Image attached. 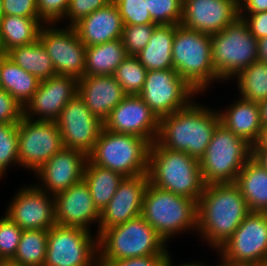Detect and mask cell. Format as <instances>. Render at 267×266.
I'll return each instance as SVG.
<instances>
[{
	"label": "cell",
	"mask_w": 267,
	"mask_h": 266,
	"mask_svg": "<svg viewBox=\"0 0 267 266\" xmlns=\"http://www.w3.org/2000/svg\"><path fill=\"white\" fill-rule=\"evenodd\" d=\"M234 183L208 184L197 202V234L218 250L250 213Z\"/></svg>",
	"instance_id": "obj_1"
},
{
	"label": "cell",
	"mask_w": 267,
	"mask_h": 266,
	"mask_svg": "<svg viewBox=\"0 0 267 266\" xmlns=\"http://www.w3.org/2000/svg\"><path fill=\"white\" fill-rule=\"evenodd\" d=\"M205 107L192 101L185 108L159 118L156 141L167 149L200 160L220 124L218 110Z\"/></svg>",
	"instance_id": "obj_2"
},
{
	"label": "cell",
	"mask_w": 267,
	"mask_h": 266,
	"mask_svg": "<svg viewBox=\"0 0 267 266\" xmlns=\"http://www.w3.org/2000/svg\"><path fill=\"white\" fill-rule=\"evenodd\" d=\"M147 174L151 185L197 202L205 188L198 159L157 141L150 145Z\"/></svg>",
	"instance_id": "obj_3"
},
{
	"label": "cell",
	"mask_w": 267,
	"mask_h": 266,
	"mask_svg": "<svg viewBox=\"0 0 267 266\" xmlns=\"http://www.w3.org/2000/svg\"><path fill=\"white\" fill-rule=\"evenodd\" d=\"M99 260L168 255L167 243L142 216L105 229L98 236Z\"/></svg>",
	"instance_id": "obj_4"
},
{
	"label": "cell",
	"mask_w": 267,
	"mask_h": 266,
	"mask_svg": "<svg viewBox=\"0 0 267 266\" xmlns=\"http://www.w3.org/2000/svg\"><path fill=\"white\" fill-rule=\"evenodd\" d=\"M173 69L198 93L220 81L212 64L211 35L176 25L172 48Z\"/></svg>",
	"instance_id": "obj_5"
},
{
	"label": "cell",
	"mask_w": 267,
	"mask_h": 266,
	"mask_svg": "<svg viewBox=\"0 0 267 266\" xmlns=\"http://www.w3.org/2000/svg\"><path fill=\"white\" fill-rule=\"evenodd\" d=\"M150 143L140 136L120 134L102 129L88 160L102 168L114 170L124 177L148 173Z\"/></svg>",
	"instance_id": "obj_6"
},
{
	"label": "cell",
	"mask_w": 267,
	"mask_h": 266,
	"mask_svg": "<svg viewBox=\"0 0 267 266\" xmlns=\"http://www.w3.org/2000/svg\"><path fill=\"white\" fill-rule=\"evenodd\" d=\"M141 216L166 241L174 234L197 231V201L159 189L149 183Z\"/></svg>",
	"instance_id": "obj_7"
},
{
	"label": "cell",
	"mask_w": 267,
	"mask_h": 266,
	"mask_svg": "<svg viewBox=\"0 0 267 266\" xmlns=\"http://www.w3.org/2000/svg\"><path fill=\"white\" fill-rule=\"evenodd\" d=\"M251 154L252 146L220 123L199 160L205 185L235 183Z\"/></svg>",
	"instance_id": "obj_8"
},
{
	"label": "cell",
	"mask_w": 267,
	"mask_h": 266,
	"mask_svg": "<svg viewBox=\"0 0 267 266\" xmlns=\"http://www.w3.org/2000/svg\"><path fill=\"white\" fill-rule=\"evenodd\" d=\"M212 64L221 81L232 79L241 69L258 61V40L238 17L211 35Z\"/></svg>",
	"instance_id": "obj_9"
},
{
	"label": "cell",
	"mask_w": 267,
	"mask_h": 266,
	"mask_svg": "<svg viewBox=\"0 0 267 266\" xmlns=\"http://www.w3.org/2000/svg\"><path fill=\"white\" fill-rule=\"evenodd\" d=\"M90 232L55 224L48 230L44 266H99L98 236Z\"/></svg>",
	"instance_id": "obj_10"
},
{
	"label": "cell",
	"mask_w": 267,
	"mask_h": 266,
	"mask_svg": "<svg viewBox=\"0 0 267 266\" xmlns=\"http://www.w3.org/2000/svg\"><path fill=\"white\" fill-rule=\"evenodd\" d=\"M198 95L175 69L147 71L142 91L138 94L158 118L171 115L188 106Z\"/></svg>",
	"instance_id": "obj_11"
},
{
	"label": "cell",
	"mask_w": 267,
	"mask_h": 266,
	"mask_svg": "<svg viewBox=\"0 0 267 266\" xmlns=\"http://www.w3.org/2000/svg\"><path fill=\"white\" fill-rule=\"evenodd\" d=\"M19 165L35 172L64 145L56 121L22 116L18 123Z\"/></svg>",
	"instance_id": "obj_12"
},
{
	"label": "cell",
	"mask_w": 267,
	"mask_h": 266,
	"mask_svg": "<svg viewBox=\"0 0 267 266\" xmlns=\"http://www.w3.org/2000/svg\"><path fill=\"white\" fill-rule=\"evenodd\" d=\"M218 251L232 263L252 266L267 261V212H250Z\"/></svg>",
	"instance_id": "obj_13"
},
{
	"label": "cell",
	"mask_w": 267,
	"mask_h": 266,
	"mask_svg": "<svg viewBox=\"0 0 267 266\" xmlns=\"http://www.w3.org/2000/svg\"><path fill=\"white\" fill-rule=\"evenodd\" d=\"M38 39L51 58L57 75L77 80L85 76L86 46L74 27L63 29L55 27V24H43Z\"/></svg>",
	"instance_id": "obj_14"
},
{
	"label": "cell",
	"mask_w": 267,
	"mask_h": 266,
	"mask_svg": "<svg viewBox=\"0 0 267 266\" xmlns=\"http://www.w3.org/2000/svg\"><path fill=\"white\" fill-rule=\"evenodd\" d=\"M64 147L89 154L104 128L103 121L91 113L77 94L61 111L56 120Z\"/></svg>",
	"instance_id": "obj_15"
},
{
	"label": "cell",
	"mask_w": 267,
	"mask_h": 266,
	"mask_svg": "<svg viewBox=\"0 0 267 266\" xmlns=\"http://www.w3.org/2000/svg\"><path fill=\"white\" fill-rule=\"evenodd\" d=\"M33 185L21 187L4 215L22 230H49L56 224L54 196Z\"/></svg>",
	"instance_id": "obj_16"
},
{
	"label": "cell",
	"mask_w": 267,
	"mask_h": 266,
	"mask_svg": "<svg viewBox=\"0 0 267 266\" xmlns=\"http://www.w3.org/2000/svg\"><path fill=\"white\" fill-rule=\"evenodd\" d=\"M103 123L106 130L140 136L150 144L159 130V118L138 94L126 95Z\"/></svg>",
	"instance_id": "obj_17"
},
{
	"label": "cell",
	"mask_w": 267,
	"mask_h": 266,
	"mask_svg": "<svg viewBox=\"0 0 267 266\" xmlns=\"http://www.w3.org/2000/svg\"><path fill=\"white\" fill-rule=\"evenodd\" d=\"M77 94L78 80L74 77L55 75L42 80L23 107V116L33 120L56 121L63 108Z\"/></svg>",
	"instance_id": "obj_18"
},
{
	"label": "cell",
	"mask_w": 267,
	"mask_h": 266,
	"mask_svg": "<svg viewBox=\"0 0 267 266\" xmlns=\"http://www.w3.org/2000/svg\"><path fill=\"white\" fill-rule=\"evenodd\" d=\"M87 161L83 151L63 147L35 172L42 181L36 185L55 196L83 180Z\"/></svg>",
	"instance_id": "obj_19"
},
{
	"label": "cell",
	"mask_w": 267,
	"mask_h": 266,
	"mask_svg": "<svg viewBox=\"0 0 267 266\" xmlns=\"http://www.w3.org/2000/svg\"><path fill=\"white\" fill-rule=\"evenodd\" d=\"M239 17L237 0H183L180 25L212 35Z\"/></svg>",
	"instance_id": "obj_20"
},
{
	"label": "cell",
	"mask_w": 267,
	"mask_h": 266,
	"mask_svg": "<svg viewBox=\"0 0 267 266\" xmlns=\"http://www.w3.org/2000/svg\"><path fill=\"white\" fill-rule=\"evenodd\" d=\"M148 185V174L125 177L110 202L100 212L96 236L105 229L141 216L144 194Z\"/></svg>",
	"instance_id": "obj_21"
},
{
	"label": "cell",
	"mask_w": 267,
	"mask_h": 266,
	"mask_svg": "<svg viewBox=\"0 0 267 266\" xmlns=\"http://www.w3.org/2000/svg\"><path fill=\"white\" fill-rule=\"evenodd\" d=\"M55 199V222L63 227H77L90 231V224L99 226L100 211L95 206L84 180L58 193Z\"/></svg>",
	"instance_id": "obj_22"
},
{
	"label": "cell",
	"mask_w": 267,
	"mask_h": 266,
	"mask_svg": "<svg viewBox=\"0 0 267 266\" xmlns=\"http://www.w3.org/2000/svg\"><path fill=\"white\" fill-rule=\"evenodd\" d=\"M78 95L92 114L103 122L127 95L113 76H84L78 80Z\"/></svg>",
	"instance_id": "obj_23"
},
{
	"label": "cell",
	"mask_w": 267,
	"mask_h": 266,
	"mask_svg": "<svg viewBox=\"0 0 267 266\" xmlns=\"http://www.w3.org/2000/svg\"><path fill=\"white\" fill-rule=\"evenodd\" d=\"M73 27L81 42L88 47L121 39L124 24L118 7L112 1L86 16Z\"/></svg>",
	"instance_id": "obj_24"
},
{
	"label": "cell",
	"mask_w": 267,
	"mask_h": 266,
	"mask_svg": "<svg viewBox=\"0 0 267 266\" xmlns=\"http://www.w3.org/2000/svg\"><path fill=\"white\" fill-rule=\"evenodd\" d=\"M220 123L236 136L253 146L260 136L263 126L259 104L239 97L229 109L218 110Z\"/></svg>",
	"instance_id": "obj_25"
},
{
	"label": "cell",
	"mask_w": 267,
	"mask_h": 266,
	"mask_svg": "<svg viewBox=\"0 0 267 266\" xmlns=\"http://www.w3.org/2000/svg\"><path fill=\"white\" fill-rule=\"evenodd\" d=\"M251 212H267V169L250 158L234 183Z\"/></svg>",
	"instance_id": "obj_26"
},
{
	"label": "cell",
	"mask_w": 267,
	"mask_h": 266,
	"mask_svg": "<svg viewBox=\"0 0 267 266\" xmlns=\"http://www.w3.org/2000/svg\"><path fill=\"white\" fill-rule=\"evenodd\" d=\"M176 25H158L147 46L136 57L148 70L173 69L172 48Z\"/></svg>",
	"instance_id": "obj_27"
},
{
	"label": "cell",
	"mask_w": 267,
	"mask_h": 266,
	"mask_svg": "<svg viewBox=\"0 0 267 266\" xmlns=\"http://www.w3.org/2000/svg\"><path fill=\"white\" fill-rule=\"evenodd\" d=\"M121 39L86 47L85 76H112L127 57Z\"/></svg>",
	"instance_id": "obj_28"
},
{
	"label": "cell",
	"mask_w": 267,
	"mask_h": 266,
	"mask_svg": "<svg viewBox=\"0 0 267 266\" xmlns=\"http://www.w3.org/2000/svg\"><path fill=\"white\" fill-rule=\"evenodd\" d=\"M6 56L39 81L57 75L53 62L39 39L31 44L9 50Z\"/></svg>",
	"instance_id": "obj_29"
},
{
	"label": "cell",
	"mask_w": 267,
	"mask_h": 266,
	"mask_svg": "<svg viewBox=\"0 0 267 266\" xmlns=\"http://www.w3.org/2000/svg\"><path fill=\"white\" fill-rule=\"evenodd\" d=\"M0 73L1 89L8 92L21 107H24L37 91L40 81L7 56L2 60Z\"/></svg>",
	"instance_id": "obj_30"
},
{
	"label": "cell",
	"mask_w": 267,
	"mask_h": 266,
	"mask_svg": "<svg viewBox=\"0 0 267 266\" xmlns=\"http://www.w3.org/2000/svg\"><path fill=\"white\" fill-rule=\"evenodd\" d=\"M124 178L114 170L87 161L83 180L88 185L93 202L100 212L110 202Z\"/></svg>",
	"instance_id": "obj_31"
},
{
	"label": "cell",
	"mask_w": 267,
	"mask_h": 266,
	"mask_svg": "<svg viewBox=\"0 0 267 266\" xmlns=\"http://www.w3.org/2000/svg\"><path fill=\"white\" fill-rule=\"evenodd\" d=\"M41 19L22 16H3L0 21V34L6 53L18 46L31 44L38 40L42 25Z\"/></svg>",
	"instance_id": "obj_32"
},
{
	"label": "cell",
	"mask_w": 267,
	"mask_h": 266,
	"mask_svg": "<svg viewBox=\"0 0 267 266\" xmlns=\"http://www.w3.org/2000/svg\"><path fill=\"white\" fill-rule=\"evenodd\" d=\"M236 77L240 97L256 103L267 99V63L253 62L241 69L233 79Z\"/></svg>",
	"instance_id": "obj_33"
},
{
	"label": "cell",
	"mask_w": 267,
	"mask_h": 266,
	"mask_svg": "<svg viewBox=\"0 0 267 266\" xmlns=\"http://www.w3.org/2000/svg\"><path fill=\"white\" fill-rule=\"evenodd\" d=\"M48 230H23L11 261L23 266H44Z\"/></svg>",
	"instance_id": "obj_34"
},
{
	"label": "cell",
	"mask_w": 267,
	"mask_h": 266,
	"mask_svg": "<svg viewBox=\"0 0 267 266\" xmlns=\"http://www.w3.org/2000/svg\"><path fill=\"white\" fill-rule=\"evenodd\" d=\"M147 71L136 56H127L112 76L127 95H136L143 89Z\"/></svg>",
	"instance_id": "obj_35"
},
{
	"label": "cell",
	"mask_w": 267,
	"mask_h": 266,
	"mask_svg": "<svg viewBox=\"0 0 267 266\" xmlns=\"http://www.w3.org/2000/svg\"><path fill=\"white\" fill-rule=\"evenodd\" d=\"M18 147V124L0 123V178L7 172L8 166H19Z\"/></svg>",
	"instance_id": "obj_36"
},
{
	"label": "cell",
	"mask_w": 267,
	"mask_h": 266,
	"mask_svg": "<svg viewBox=\"0 0 267 266\" xmlns=\"http://www.w3.org/2000/svg\"><path fill=\"white\" fill-rule=\"evenodd\" d=\"M152 21L158 25H180L183 0H146Z\"/></svg>",
	"instance_id": "obj_37"
},
{
	"label": "cell",
	"mask_w": 267,
	"mask_h": 266,
	"mask_svg": "<svg viewBox=\"0 0 267 266\" xmlns=\"http://www.w3.org/2000/svg\"><path fill=\"white\" fill-rule=\"evenodd\" d=\"M158 24L124 25L121 40L128 56H136L148 44Z\"/></svg>",
	"instance_id": "obj_38"
},
{
	"label": "cell",
	"mask_w": 267,
	"mask_h": 266,
	"mask_svg": "<svg viewBox=\"0 0 267 266\" xmlns=\"http://www.w3.org/2000/svg\"><path fill=\"white\" fill-rule=\"evenodd\" d=\"M119 9L124 25L156 24L147 10L146 0H112Z\"/></svg>",
	"instance_id": "obj_39"
},
{
	"label": "cell",
	"mask_w": 267,
	"mask_h": 266,
	"mask_svg": "<svg viewBox=\"0 0 267 266\" xmlns=\"http://www.w3.org/2000/svg\"><path fill=\"white\" fill-rule=\"evenodd\" d=\"M23 230L7 215L0 218V254L11 260L18 248Z\"/></svg>",
	"instance_id": "obj_40"
},
{
	"label": "cell",
	"mask_w": 267,
	"mask_h": 266,
	"mask_svg": "<svg viewBox=\"0 0 267 266\" xmlns=\"http://www.w3.org/2000/svg\"><path fill=\"white\" fill-rule=\"evenodd\" d=\"M112 0H69L65 18L69 19L68 25L73 27L80 20L90 15L97 9L107 6Z\"/></svg>",
	"instance_id": "obj_41"
},
{
	"label": "cell",
	"mask_w": 267,
	"mask_h": 266,
	"mask_svg": "<svg viewBox=\"0 0 267 266\" xmlns=\"http://www.w3.org/2000/svg\"><path fill=\"white\" fill-rule=\"evenodd\" d=\"M69 0H37L39 18L46 24L63 22Z\"/></svg>",
	"instance_id": "obj_42"
},
{
	"label": "cell",
	"mask_w": 267,
	"mask_h": 266,
	"mask_svg": "<svg viewBox=\"0 0 267 266\" xmlns=\"http://www.w3.org/2000/svg\"><path fill=\"white\" fill-rule=\"evenodd\" d=\"M23 107L4 89H0V123L18 124Z\"/></svg>",
	"instance_id": "obj_43"
},
{
	"label": "cell",
	"mask_w": 267,
	"mask_h": 266,
	"mask_svg": "<svg viewBox=\"0 0 267 266\" xmlns=\"http://www.w3.org/2000/svg\"><path fill=\"white\" fill-rule=\"evenodd\" d=\"M4 16H22L40 19L37 0H3Z\"/></svg>",
	"instance_id": "obj_44"
},
{
	"label": "cell",
	"mask_w": 267,
	"mask_h": 266,
	"mask_svg": "<svg viewBox=\"0 0 267 266\" xmlns=\"http://www.w3.org/2000/svg\"><path fill=\"white\" fill-rule=\"evenodd\" d=\"M167 255H148L120 260H99V266H163Z\"/></svg>",
	"instance_id": "obj_45"
},
{
	"label": "cell",
	"mask_w": 267,
	"mask_h": 266,
	"mask_svg": "<svg viewBox=\"0 0 267 266\" xmlns=\"http://www.w3.org/2000/svg\"><path fill=\"white\" fill-rule=\"evenodd\" d=\"M246 23L250 33L257 39L267 37V11L239 15Z\"/></svg>",
	"instance_id": "obj_46"
},
{
	"label": "cell",
	"mask_w": 267,
	"mask_h": 266,
	"mask_svg": "<svg viewBox=\"0 0 267 266\" xmlns=\"http://www.w3.org/2000/svg\"><path fill=\"white\" fill-rule=\"evenodd\" d=\"M267 0H240L239 15L266 12Z\"/></svg>",
	"instance_id": "obj_47"
},
{
	"label": "cell",
	"mask_w": 267,
	"mask_h": 266,
	"mask_svg": "<svg viewBox=\"0 0 267 266\" xmlns=\"http://www.w3.org/2000/svg\"><path fill=\"white\" fill-rule=\"evenodd\" d=\"M251 158L261 167L267 169V147H252Z\"/></svg>",
	"instance_id": "obj_48"
},
{
	"label": "cell",
	"mask_w": 267,
	"mask_h": 266,
	"mask_svg": "<svg viewBox=\"0 0 267 266\" xmlns=\"http://www.w3.org/2000/svg\"><path fill=\"white\" fill-rule=\"evenodd\" d=\"M258 61L267 63V37L258 40Z\"/></svg>",
	"instance_id": "obj_49"
},
{
	"label": "cell",
	"mask_w": 267,
	"mask_h": 266,
	"mask_svg": "<svg viewBox=\"0 0 267 266\" xmlns=\"http://www.w3.org/2000/svg\"><path fill=\"white\" fill-rule=\"evenodd\" d=\"M252 147H267V125L262 126L258 141Z\"/></svg>",
	"instance_id": "obj_50"
},
{
	"label": "cell",
	"mask_w": 267,
	"mask_h": 266,
	"mask_svg": "<svg viewBox=\"0 0 267 266\" xmlns=\"http://www.w3.org/2000/svg\"><path fill=\"white\" fill-rule=\"evenodd\" d=\"M260 108L261 122L263 125H267V99L258 103Z\"/></svg>",
	"instance_id": "obj_51"
},
{
	"label": "cell",
	"mask_w": 267,
	"mask_h": 266,
	"mask_svg": "<svg viewBox=\"0 0 267 266\" xmlns=\"http://www.w3.org/2000/svg\"><path fill=\"white\" fill-rule=\"evenodd\" d=\"M171 258L172 257H170V254L168 253L167 258H166L163 266H173L174 264H172L173 262H172V259ZM176 266H178V265H176ZM179 266H206V265H203V263L201 265V263H199L197 261V263L196 262H192V263L190 262V263H184L182 265L180 264Z\"/></svg>",
	"instance_id": "obj_52"
},
{
	"label": "cell",
	"mask_w": 267,
	"mask_h": 266,
	"mask_svg": "<svg viewBox=\"0 0 267 266\" xmlns=\"http://www.w3.org/2000/svg\"><path fill=\"white\" fill-rule=\"evenodd\" d=\"M221 263H219V265H216V266H251V265H246V264H239V263H232V262H229L227 260H225L223 257H221Z\"/></svg>",
	"instance_id": "obj_53"
},
{
	"label": "cell",
	"mask_w": 267,
	"mask_h": 266,
	"mask_svg": "<svg viewBox=\"0 0 267 266\" xmlns=\"http://www.w3.org/2000/svg\"><path fill=\"white\" fill-rule=\"evenodd\" d=\"M0 266H23V265L17 264L11 260H5L0 264Z\"/></svg>",
	"instance_id": "obj_54"
},
{
	"label": "cell",
	"mask_w": 267,
	"mask_h": 266,
	"mask_svg": "<svg viewBox=\"0 0 267 266\" xmlns=\"http://www.w3.org/2000/svg\"><path fill=\"white\" fill-rule=\"evenodd\" d=\"M0 55H6V50H5L4 46H3L1 34H0Z\"/></svg>",
	"instance_id": "obj_55"
},
{
	"label": "cell",
	"mask_w": 267,
	"mask_h": 266,
	"mask_svg": "<svg viewBox=\"0 0 267 266\" xmlns=\"http://www.w3.org/2000/svg\"><path fill=\"white\" fill-rule=\"evenodd\" d=\"M4 13H3V0H0V21L3 18Z\"/></svg>",
	"instance_id": "obj_56"
},
{
	"label": "cell",
	"mask_w": 267,
	"mask_h": 266,
	"mask_svg": "<svg viewBox=\"0 0 267 266\" xmlns=\"http://www.w3.org/2000/svg\"><path fill=\"white\" fill-rule=\"evenodd\" d=\"M5 56H6V55H0V68H1L2 60H3V58H4ZM0 89H1V73H0Z\"/></svg>",
	"instance_id": "obj_57"
},
{
	"label": "cell",
	"mask_w": 267,
	"mask_h": 266,
	"mask_svg": "<svg viewBox=\"0 0 267 266\" xmlns=\"http://www.w3.org/2000/svg\"><path fill=\"white\" fill-rule=\"evenodd\" d=\"M252 266H267V261L261 262L257 265H252Z\"/></svg>",
	"instance_id": "obj_58"
},
{
	"label": "cell",
	"mask_w": 267,
	"mask_h": 266,
	"mask_svg": "<svg viewBox=\"0 0 267 266\" xmlns=\"http://www.w3.org/2000/svg\"><path fill=\"white\" fill-rule=\"evenodd\" d=\"M3 261H5V259L1 256V254H0V264L3 262Z\"/></svg>",
	"instance_id": "obj_59"
}]
</instances>
